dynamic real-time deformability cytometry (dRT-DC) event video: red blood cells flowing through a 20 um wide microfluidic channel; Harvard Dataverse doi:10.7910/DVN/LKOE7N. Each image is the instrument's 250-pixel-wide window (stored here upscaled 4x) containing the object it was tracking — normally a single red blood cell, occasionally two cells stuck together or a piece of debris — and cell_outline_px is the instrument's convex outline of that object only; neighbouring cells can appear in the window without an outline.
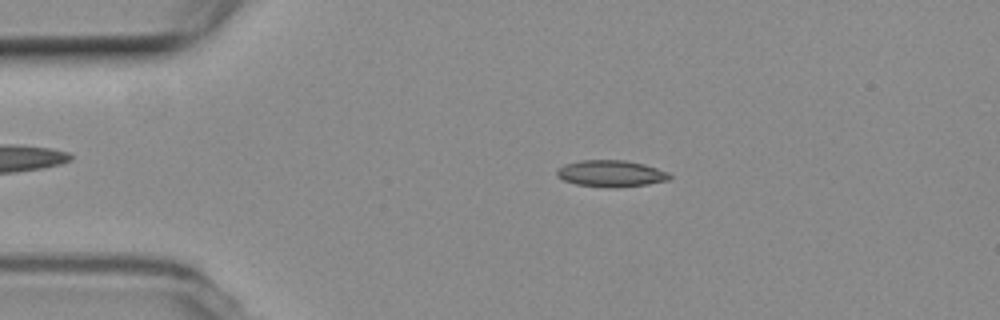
{"species": "common noctule bat (a hibernating species)", "species_latin": "Nyctalus noctula", "temperature_condition": "room temperature", "stored_images_in_passage": 47, "camera_frame_rate_fps": 3000, "um_per_image_px": 0.085, "animal": {"sex": "female", "body_mass_g": 19.3, "forearm_length_mm": 54.1}, "frame": {"image": 1, "passage_image": 3, "time_ms": 0.667, "image_size_px": [1000, 320], "cell_outline_px": [[672, 176], [668, 180], [648, 184], [616, 188], [608, 188], [576, 184], [564, 180], [556, 176], [556, 172], [564, 164], [580, 160], [624, 160], [644, 164], [668, 172]], "centroid_in_image_um": [51.93, 14.75], "position_along_channel_um": 33.1, "area_um2": 17.51}}
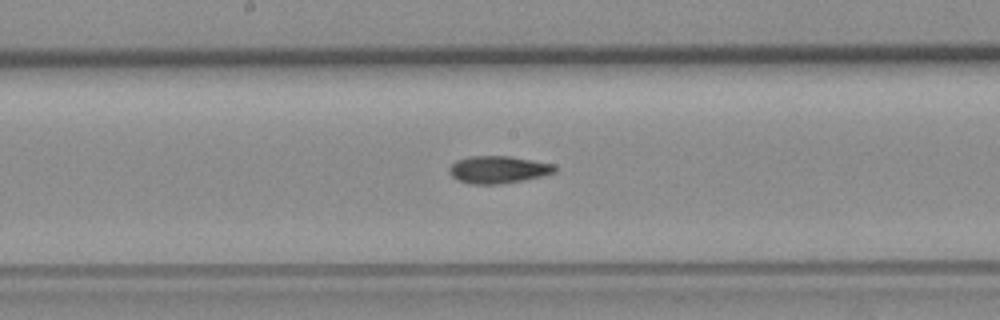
{"frame": {"image": 2, "passage_image": 20, "time_ms": 6.333, "image_size_px": [1000, 320], "cell_outline_px": [[556, 172], [544, 176], [500, 184], [472, 184], [456, 180], [448, 172], [448, 168], [456, 160], [468, 156], [512, 156], [556, 164]], "centroid_in_image_um": [42.36, 14.41], "position_along_channel_um": 205.8, "area_um2": 17.11}}
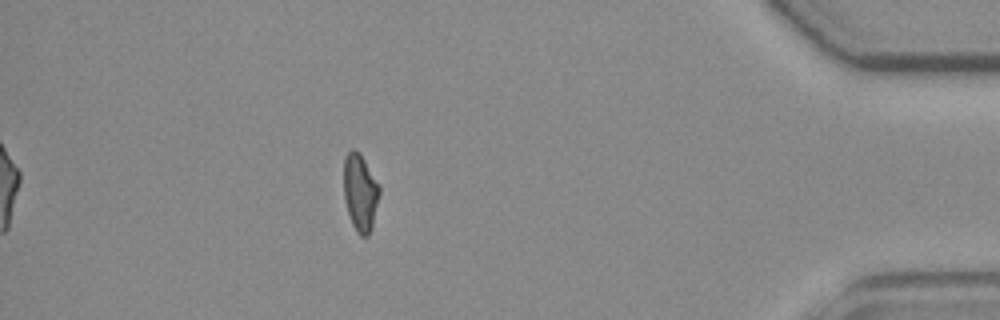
{"frame": {"image": 3, "passage_image": 40, "time_ms": 13.0, "image_size_px": [1000, 320], "cell_outline_px": [[380, 192], [372, 228], [368, 236], [360, 236], [356, 232], [352, 224], [348, 212], [344, 196], [344, 156], [352, 148], [360, 152], [380, 184]], "centroid_in_image_um": [30.63, 16.34], "position_along_channel_um": 404.6, "area_um2": 16.3}, "authors_computed_cell_mechanics": {"area_um2": 16.4152, "velocity_mm_per_s": 3.765, "shape_relaxation_time_tau1_ms": null, "shape_relaxation_time_tau2_ms": 6.5517, "deformation_change_tau1": null, "deformation_change_tau2": 0.1453}}